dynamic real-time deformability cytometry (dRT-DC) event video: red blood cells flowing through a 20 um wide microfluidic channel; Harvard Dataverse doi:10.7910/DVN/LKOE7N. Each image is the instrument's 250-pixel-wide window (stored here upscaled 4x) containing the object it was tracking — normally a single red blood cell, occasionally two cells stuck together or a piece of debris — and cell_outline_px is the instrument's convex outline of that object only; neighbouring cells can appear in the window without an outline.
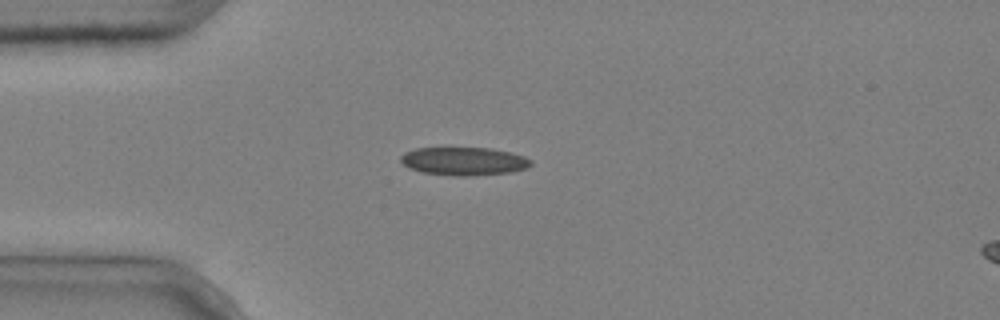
{"species": "common noctule bat (a hibernating species)", "species_latin": "Nyctalus noctula", "temperature_condition": "cold", "stored_images_in_passage": 3, "camera_frame_rate_fps": 3000, "um_per_image_px": 0.085, "animal": {"sex": "male", "body_mass_g": 20.4}, "frame": {"image": 1, "passage_image": 1, "time_ms": 0.0, "image_size_px": [1000, 320], "cell_outline_px": [[532, 164], [528, 168], [512, 172], [468, 176], [456, 176], [424, 172], [412, 168], [404, 164], [400, 160], [400, 156], [404, 152], [416, 148], [448, 144], [492, 148], [512, 152], [524, 156], [532, 160]], "centroid_in_image_um": [39.44, 13.63], "position_along_channel_um": 45.6, "area_um2": 22.48}}
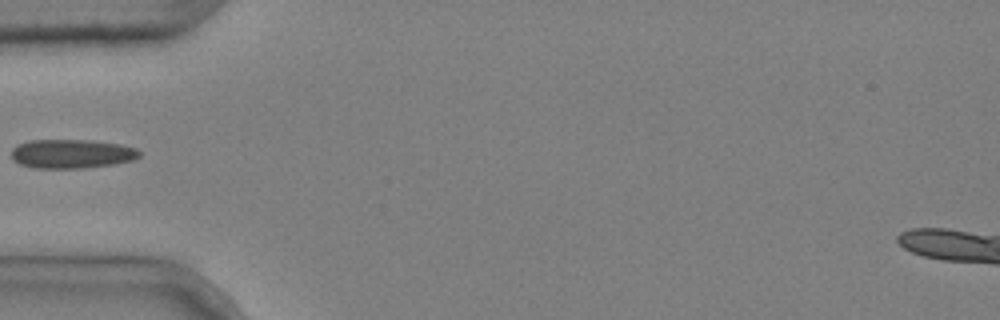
{"frame": {"image": 2, "passage_image": 2, "time_ms": 0.333, "image_size_px": [1000, 320], "cell_outline_px": [[140, 156], [132, 160], [116, 164], [84, 168], [32, 168], [20, 164], [12, 160], [12, 148], [16, 144], [28, 140], [92, 140], [120, 144], [136, 148], [140, 152]], "centroid_in_image_um": [6.07, 13.07], "position_along_channel_um": 78.9, "area_um2": 21.91}}